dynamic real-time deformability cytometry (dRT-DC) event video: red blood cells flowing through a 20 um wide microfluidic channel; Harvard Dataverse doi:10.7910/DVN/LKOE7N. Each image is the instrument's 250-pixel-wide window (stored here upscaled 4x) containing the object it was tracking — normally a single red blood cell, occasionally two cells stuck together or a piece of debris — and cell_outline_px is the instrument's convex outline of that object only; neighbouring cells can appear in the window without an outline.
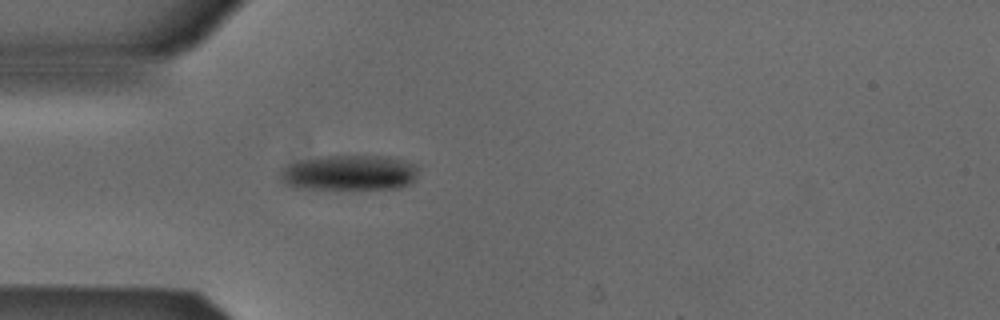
{"species": "Egyptian fruit bat (a non-hibernating species)", "species_latin": "Rousettus aegyptiacus", "temperature_condition": "cold", "stored_images_in_passage": 3, "camera_frame_rate_fps": 3000, "um_per_image_px": 0.085, "animal": {"sex": "male"}, "frame": {"image": 1, "passage_image": 3, "time_ms": 0.667, "image_size_px": [1000, 320], "cell_outline_px": [[416, 176], [408, 184], [400, 188], [336, 192], [292, 188], [284, 184], [280, 180], [280, 172], [288, 164], [300, 160], [328, 156], [388, 156], [416, 164]], "centroid_in_image_um": [29.62, 14.75], "position_along_channel_um": 55.4, "area_um2": 29.71}}